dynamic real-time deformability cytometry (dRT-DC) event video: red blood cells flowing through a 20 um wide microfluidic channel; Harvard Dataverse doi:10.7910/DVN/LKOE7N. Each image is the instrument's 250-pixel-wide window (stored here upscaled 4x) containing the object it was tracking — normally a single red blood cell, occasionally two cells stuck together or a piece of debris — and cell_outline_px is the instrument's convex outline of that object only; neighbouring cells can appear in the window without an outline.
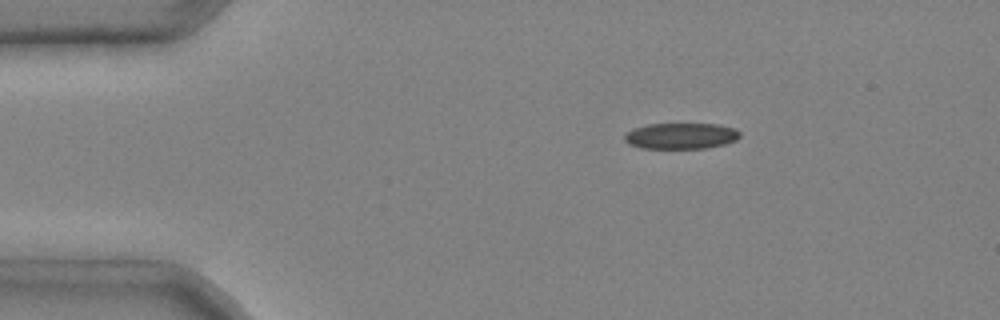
{"species": "common noctule bat (a hibernating species)", "species_latin": "Nyctalus noctula", "temperature_condition": "cold", "stored_images_in_passage": 3, "camera_frame_rate_fps": 3000, "um_per_image_px": 0.085, "animal": {"sex": "male", "body_mass_g": 20.4}, "frame": {"image": 1, "passage_image": 3, "time_ms": 0.667, "image_size_px": [1000, 320], "cell_outline_px": [[740, 136], [736, 140], [724, 144], [704, 148], [640, 148], [628, 144], [624, 140], [624, 136], [632, 128], [648, 124], [720, 124], [736, 128], [740, 132]], "centroid_in_image_um": [57.88, 11.55], "position_along_channel_um": 27.1, "area_um2": 17.57}}